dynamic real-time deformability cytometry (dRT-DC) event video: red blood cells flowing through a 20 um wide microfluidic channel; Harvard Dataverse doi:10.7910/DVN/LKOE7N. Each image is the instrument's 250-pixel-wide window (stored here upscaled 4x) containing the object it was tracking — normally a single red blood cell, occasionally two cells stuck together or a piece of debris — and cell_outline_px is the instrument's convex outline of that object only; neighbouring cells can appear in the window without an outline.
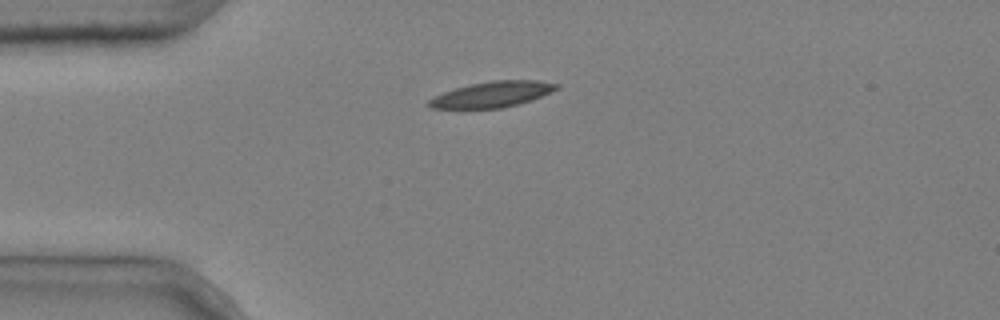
{"species": "common noctule bat (a hibernating species)", "species_latin": "Nyctalus noctula", "temperature_condition": "cold", "stored_images_in_passage": 3, "camera_frame_rate_fps": 3000, "um_per_image_px": 0.085, "animal": {"sex": "male", "body_mass_g": 20.4}, "frame": {"image": 1, "passage_image": 1, "time_ms": 0.0, "image_size_px": [1000, 320], "cell_outline_px": [[560, 88], [552, 92], [516, 104], [500, 108], [432, 108], [424, 104], [428, 100], [444, 92], [456, 88], [472, 84], [492, 80], [540, 80], [560, 84]], "centroid_in_image_um": [41.85, 8.01], "position_along_channel_um": 43.1, "area_um2": 18.9}}